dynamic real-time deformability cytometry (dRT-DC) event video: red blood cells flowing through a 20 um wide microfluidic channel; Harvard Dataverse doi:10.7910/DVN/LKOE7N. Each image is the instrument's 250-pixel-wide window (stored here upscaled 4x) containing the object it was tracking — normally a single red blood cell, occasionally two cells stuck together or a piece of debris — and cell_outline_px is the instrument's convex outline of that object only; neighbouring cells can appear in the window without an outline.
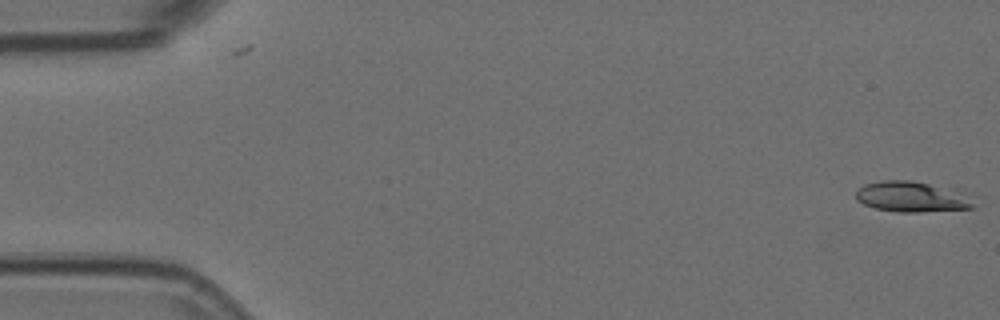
{"species": "Egyptian fruit bat (a non-hibernating species)", "species_latin": "Rousettus aegyptiacus", "temperature_condition": "room temperature", "stored_images_in_passage": 4, "camera_frame_rate_fps": 3000, "um_per_image_px": 0.085, "animal": {"sex": "female"}, "frame": {"image": 1, "passage_image": 1, "time_ms": 0.0, "image_size_px": [1000, 320], "cell_outline_px": [[976, 208], [920, 212], [896, 212], [876, 208], [864, 204], [856, 200], [856, 192], [864, 184], [880, 180], [908, 180], [928, 184], [972, 204]], "centroid_in_image_um": [77.2, 16.75], "position_along_channel_um": 7.8, "area_um2": 19.36}}